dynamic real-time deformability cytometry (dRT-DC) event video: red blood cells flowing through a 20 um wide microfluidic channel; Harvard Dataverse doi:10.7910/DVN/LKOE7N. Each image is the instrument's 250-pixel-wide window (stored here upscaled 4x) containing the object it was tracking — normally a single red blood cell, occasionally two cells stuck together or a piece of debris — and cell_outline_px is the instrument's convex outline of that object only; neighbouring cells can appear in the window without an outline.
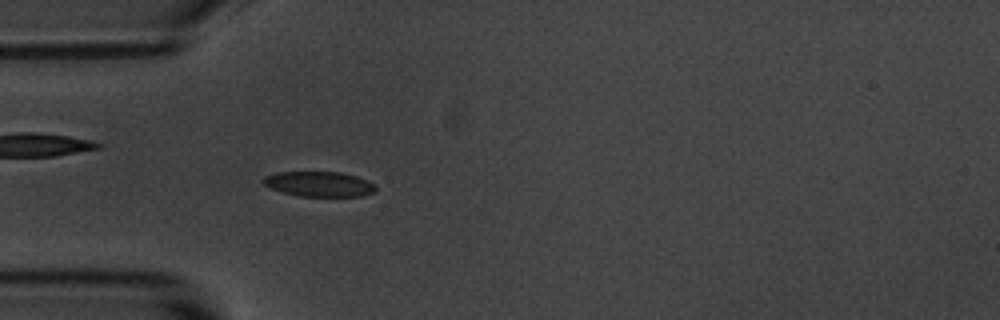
{"species": "common noctule bat (a hibernating species)", "species_latin": "Nyctalus noctula", "temperature_condition": "room temperature", "stored_images_in_passage": 4, "camera_frame_rate_fps": 3000, "um_per_image_px": 0.085, "animal": {"sex": "male", "body_mass_g": 20.1, "forearm_length_mm": 53.5}, "frame": {"image": 1, "passage_image": 4, "time_ms": 4.333, "image_size_px": [1000, 320], "cell_outline_px": [[376, 192], [360, 196], [300, 196], [284, 192], [272, 188], [264, 184], [260, 180], [264, 176], [276, 172], [340, 172], [356, 176], [372, 184], [376, 188]], "centroid_in_image_um": [27.09, 15.64], "position_along_channel_um": 57.9, "area_um2": 16.24}}